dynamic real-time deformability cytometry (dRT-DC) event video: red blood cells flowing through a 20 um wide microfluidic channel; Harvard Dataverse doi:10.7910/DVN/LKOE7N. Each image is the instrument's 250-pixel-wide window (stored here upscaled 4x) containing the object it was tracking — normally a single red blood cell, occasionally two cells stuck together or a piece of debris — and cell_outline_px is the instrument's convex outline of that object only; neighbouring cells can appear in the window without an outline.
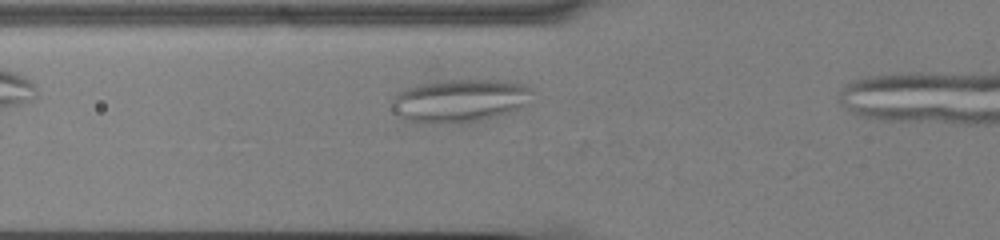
{"species": "common noctule bat (a hibernating species)", "species_latin": "Nyctalus noctula", "temperature_condition": "cold", "stored_images_in_passage": 11, "camera_frame_rate_fps": 3000, "um_per_image_px": 0.085, "animal": {"sex": "male", "body_mass_g": 13.0, "forearm_length_mm": 53.1}, "frame": {"image": 1, "passage_image": 2, "time_ms": 0.333, "image_size_px": [1000, 240], "cell_outline_px": [[532, 104], [512, 112], [480, 120], [460, 124], [428, 124], [404, 120], [392, 108], [392, 100], [404, 88], [420, 84], [444, 80], [508, 80], [524, 84], [532, 92]], "centroid_in_image_um": [39.14, 8.57], "position_along_channel_um": 86.7, "area_um2": 35.89}}